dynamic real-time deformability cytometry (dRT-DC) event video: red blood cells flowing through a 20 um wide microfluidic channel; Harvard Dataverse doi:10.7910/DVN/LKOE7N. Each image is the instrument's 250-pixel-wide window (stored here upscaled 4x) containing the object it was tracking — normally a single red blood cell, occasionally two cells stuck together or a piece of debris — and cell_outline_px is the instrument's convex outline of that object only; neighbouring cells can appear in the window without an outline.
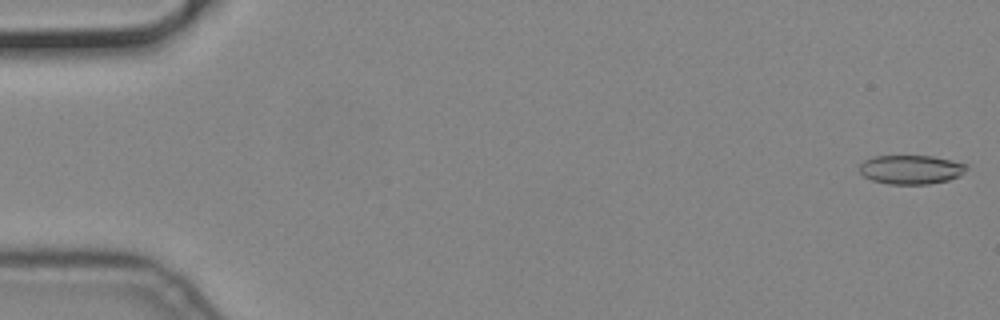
{"species": "common noctule bat (a hibernating species)", "species_latin": "Nyctalus noctula", "temperature_condition": "cold", "stored_images_in_passage": 56, "camera_frame_rate_fps": 3000, "um_per_image_px": 0.085, "animal": {"sex": "male", "body_mass_g": 19.2, "forearm_length_mm": 51.8}, "frame": {"image": 1, "passage_image": 1, "time_ms": 0.0, "image_size_px": [1000, 320], "cell_outline_px": [[968, 168], [960, 176], [948, 180], [928, 184], [888, 184], [872, 180], [864, 176], [860, 172], [860, 164], [864, 160], [876, 156], [932, 156], [968, 164]], "centroid_in_image_um": [77.45, 14.41], "position_along_channel_um": 7.5, "area_um2": 18.09}}
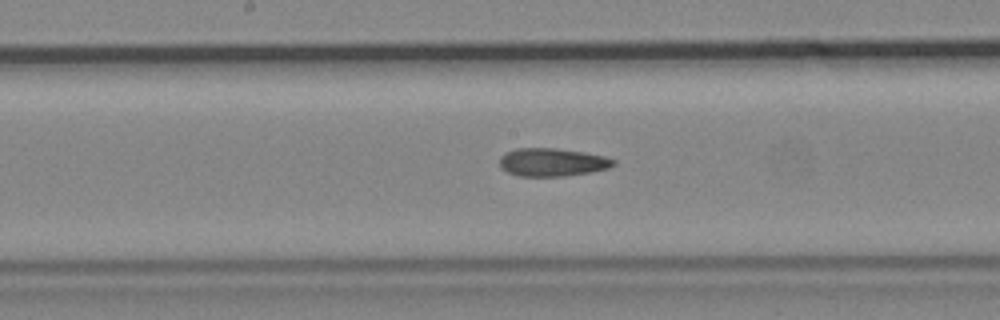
{"frame": {"image": 2, "passage_image": 29, "time_ms": 9.333, "image_size_px": [1000, 320], "cell_outline_px": [[616, 164], [608, 168], [588, 172], [564, 176], [520, 176], [508, 172], [500, 168], [500, 156], [504, 152], [516, 148], [556, 148], [584, 152], [604, 156], [616, 160]], "centroid_in_image_um": [46.91, 13.78], "position_along_channel_um": 201.3, "area_um2": 18.67}}
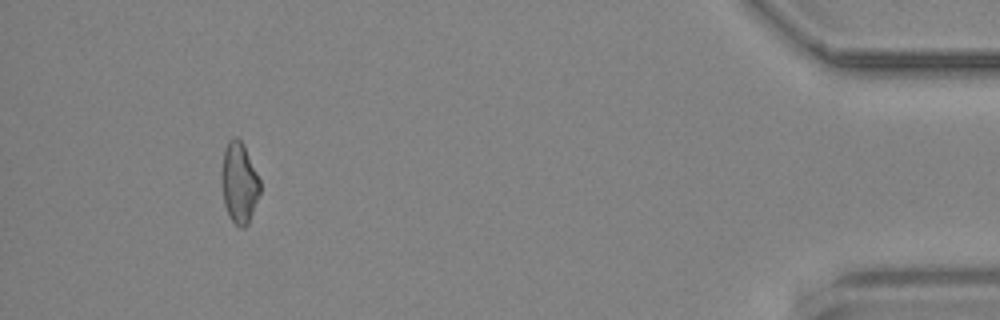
{"frame": {"image": 3, "passage_image": 52, "time_ms": 17.0, "image_size_px": [1000, 320], "cell_outline_px": [[260, 192], [248, 224], [244, 228], [240, 228], [232, 220], [224, 204], [220, 180], [220, 172], [224, 148], [228, 140], [232, 136], [236, 136], [244, 144], [260, 180]], "centroid_in_image_um": [20.3, 15.49], "position_along_channel_um": 414.9, "area_um2": 18.38}}